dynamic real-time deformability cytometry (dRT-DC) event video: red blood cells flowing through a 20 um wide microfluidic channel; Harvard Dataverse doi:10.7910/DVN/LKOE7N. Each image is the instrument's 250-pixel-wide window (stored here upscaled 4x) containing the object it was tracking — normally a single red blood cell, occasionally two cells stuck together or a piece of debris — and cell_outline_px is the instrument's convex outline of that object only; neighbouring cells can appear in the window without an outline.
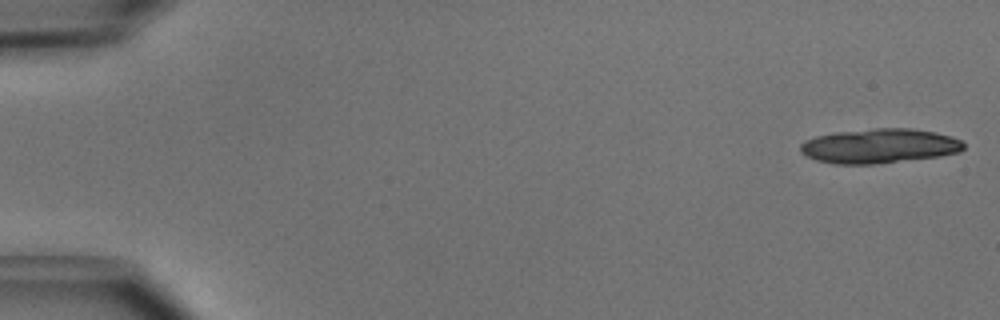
{"species": "common noctule bat (a hibernating species)", "species_latin": "Nyctalus noctula", "temperature_condition": "cold", "stored_images_in_passage": 15, "camera_frame_rate_fps": 3000, "um_per_image_px": 0.085, "animal": {"sex": "male", "body_mass_g": 15.6}, "frame": {"image": 1, "passage_image": 1, "time_ms": 0.0, "image_size_px": [1000, 320], "cell_outline_px": [[964, 148], [960, 152], [940, 156], [872, 164], [836, 164], [816, 160], [804, 156], [800, 152], [800, 144], [804, 140], [816, 136], [836, 132], [876, 128], [912, 128], [936, 132], [960, 140], [964, 144]], "centroid_in_image_um": [74.71, 12.4], "position_along_channel_um": 10.3, "area_um2": 32.89}}